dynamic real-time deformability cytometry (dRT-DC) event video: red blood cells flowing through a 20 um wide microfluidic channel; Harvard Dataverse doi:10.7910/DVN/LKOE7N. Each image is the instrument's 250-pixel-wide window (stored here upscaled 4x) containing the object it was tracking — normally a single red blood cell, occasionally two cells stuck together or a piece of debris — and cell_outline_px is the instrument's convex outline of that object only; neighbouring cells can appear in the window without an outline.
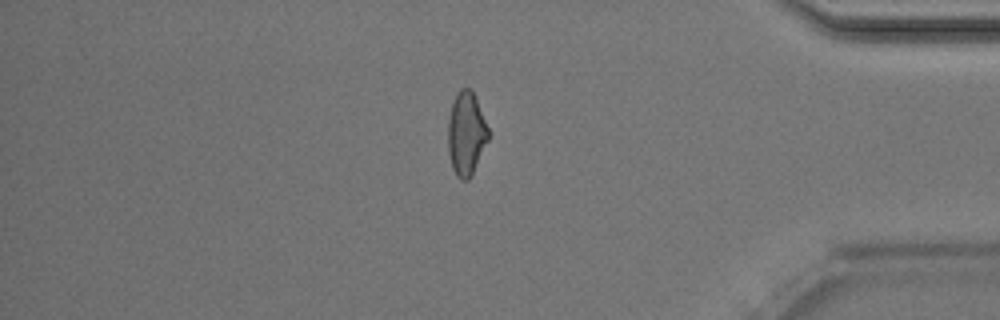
{"species": "Egyptian fruit bat (a non-hibernating species)", "species_latin": "Rousettus aegyptiacus", "temperature_condition": "room temperature", "stored_images_in_passage": 50, "camera_frame_rate_fps": 3000, "um_per_image_px": 0.085, "animal": {"sex": "male"}, "frame": {"image": 1, "passage_image": 43, "time_ms": 14.0, "image_size_px": [1000, 320], "cell_outline_px": [[488, 140], [472, 176], [468, 180], [460, 180], [456, 176], [452, 168], [448, 152], [448, 120], [452, 104], [460, 88], [472, 88], [488, 128]], "centroid_in_image_um": [39.62, 11.39], "position_along_channel_um": 395.6, "area_um2": 19.65}}
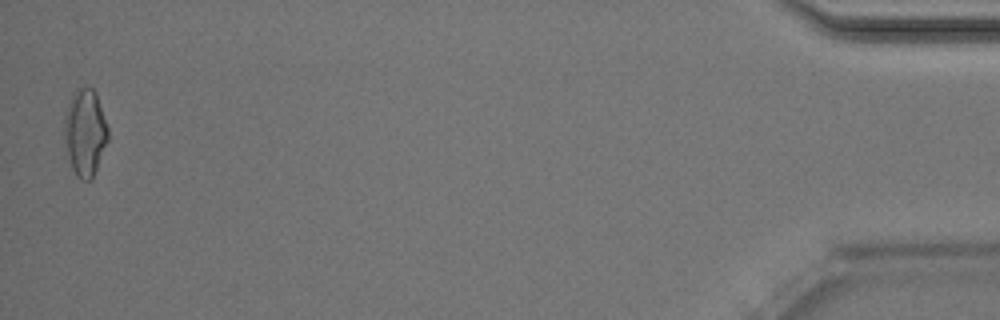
{"frame": {"image": 2, "passage_image": 50, "time_ms": 16.333, "image_size_px": [1000, 320], "cell_outline_px": [[108, 140], [92, 180], [80, 180], [76, 176], [72, 168], [68, 156], [64, 136], [64, 112], [76, 88], [92, 88], [96, 92], [108, 128]], "centroid_in_image_um": [7.22, 11.27], "position_along_channel_um": 428.0, "area_um2": 22.14}, "authors_computed_cell_mechanics": {"area_um2": 20.808, "velocity_mm_per_s": 4.0464, "shape_relaxation_time_tau1_ms": 4.8293, "shape_relaxation_time_tau2_ms": 2.7176, "deformation_change_tau1": 0.1253, "deformation_change_tau2": 0.0862}}